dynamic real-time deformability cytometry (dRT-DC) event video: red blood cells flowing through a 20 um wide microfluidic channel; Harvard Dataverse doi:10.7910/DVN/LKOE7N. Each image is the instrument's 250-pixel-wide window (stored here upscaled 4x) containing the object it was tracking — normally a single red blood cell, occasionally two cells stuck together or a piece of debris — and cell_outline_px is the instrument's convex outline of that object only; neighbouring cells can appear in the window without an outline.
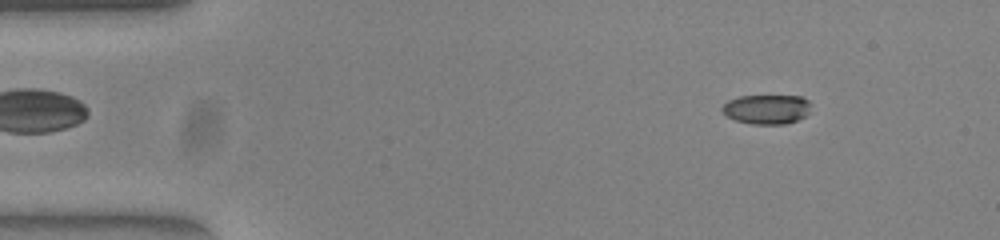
{"species": "common noctule bat (a hibernating species)", "species_latin": "Nyctalus noctula", "temperature_condition": "warm", "stored_images_in_passage": 54, "camera_frame_rate_fps": 3000, "um_per_image_px": 0.085, "animal": {"sex": "female", "body_mass_g": 23.0, "forearm_length_mm": 53.4}, "frame": {"image": 1, "passage_image": 7, "time_ms": 2.0, "image_size_px": [1000, 240], "cell_outline_px": [[808, 112], [804, 116], [796, 120], [784, 124], [752, 124], [736, 120], [728, 116], [720, 108], [728, 100], [740, 96], [800, 96], [808, 100]], "centroid_in_image_um": [65.14, 9.28], "position_along_channel_um": 19.9, "area_um2": 14.97}}
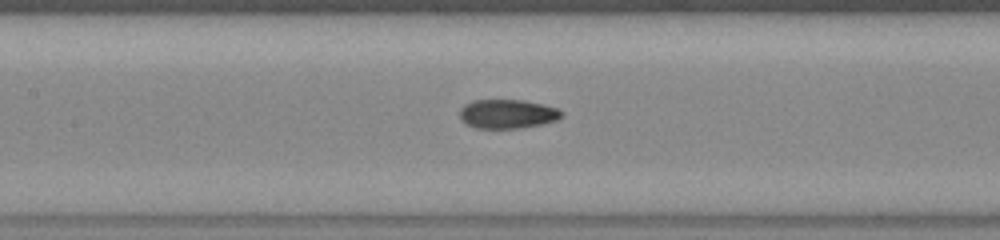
{"frame": {"image": 2, "passage_image": 25, "time_ms": 8.0, "image_size_px": [1000, 240], "cell_outline_px": [[564, 116], [556, 120], [540, 124], [520, 128], [476, 128], [460, 120], [460, 108], [464, 104], [472, 100], [524, 100], [544, 104], [556, 108], [564, 112]], "centroid_in_image_um": [43.13, 9.67], "position_along_channel_um": 164.3, "area_um2": 17.34}}
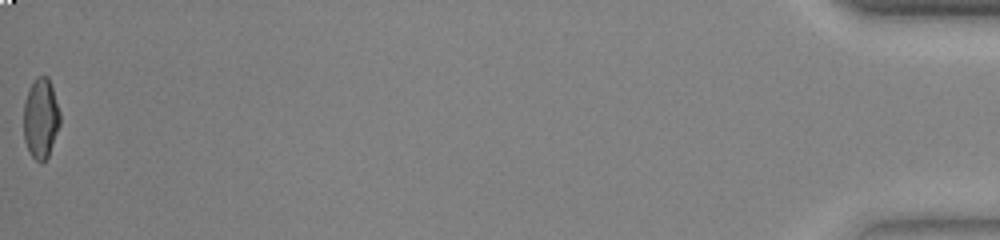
{"frame": {"image": 3, "passage_image": 54, "time_ms": 17.667, "image_size_px": [1000, 240], "cell_outline_px": [[60, 124], [48, 156], [40, 164], [32, 156], [24, 140], [24, 100], [28, 88], [36, 76], [48, 76], [60, 112]], "centroid_in_image_um": [3.46, 10.04], "position_along_channel_um": 431.7, "area_um2": 16.99}, "authors_computed_cell_mechanics": {"area_um2": 17.0799, "velocity_mm_per_s": 3.8602, "shape_relaxation_time_tau1_ms": 6.3681, "shape_relaxation_time_tau2_ms": 1.5852, "deformation_change_tau1": 0.2277, "deformation_change_tau2": 0.0658}}